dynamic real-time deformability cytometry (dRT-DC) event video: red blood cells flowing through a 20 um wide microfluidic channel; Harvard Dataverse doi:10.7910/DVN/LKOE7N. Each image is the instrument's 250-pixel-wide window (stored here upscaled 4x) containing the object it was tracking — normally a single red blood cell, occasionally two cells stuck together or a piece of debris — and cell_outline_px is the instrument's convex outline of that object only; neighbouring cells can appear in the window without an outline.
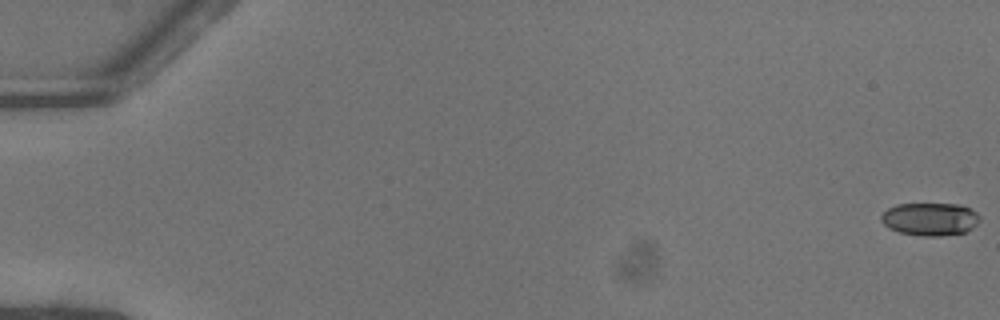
{"species": "common noctule bat (a hibernating species)", "species_latin": "Nyctalus noctula", "temperature_condition": "warm", "stored_images_in_passage": 53, "camera_frame_rate_fps": 3000, "um_per_image_px": 0.085, "animal": {"sex": "female"}, "frame": {"image": 1, "passage_image": 1, "time_ms": 0.0, "image_size_px": [1000, 320], "cell_outline_px": [[980, 220], [972, 228], [964, 232], [940, 236], [924, 236], [900, 232], [888, 228], [880, 220], [880, 216], [888, 208], [896, 204], [960, 204], [976, 212], [980, 216]], "centroid_in_image_um": [79.04, 18.62], "position_along_channel_um": 6.0, "area_um2": 18.84}}
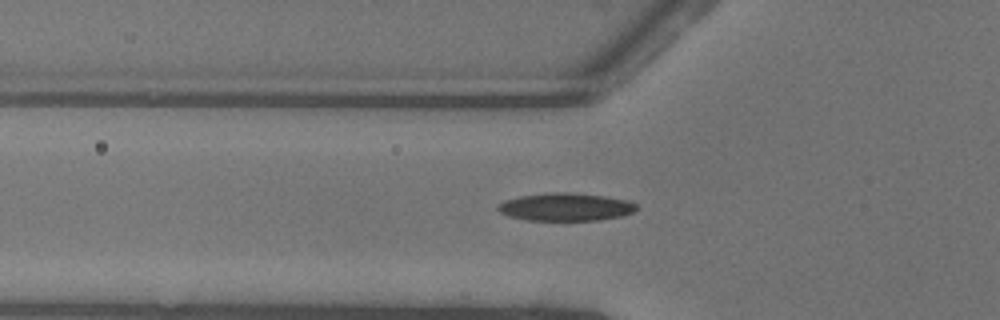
{"frame": {"image": 2, "passage_image": 20, "time_ms": 6.333, "image_size_px": [1000, 320], "cell_outline_px": [[636, 208], [632, 212], [620, 216], [596, 220], [528, 220], [508, 216], [500, 212], [496, 208], [504, 200], [520, 196], [552, 192], [572, 192], [604, 196], [628, 200], [636, 204]], "centroid_in_image_um": [48.05, 17.58], "position_along_channel_um": 77.7, "area_um2": 22.31}}
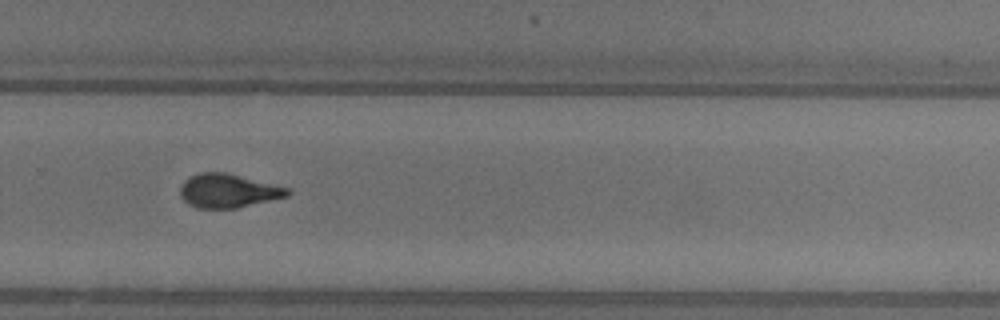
{"frame": {"image": 3, "passage_image": 37, "time_ms": 12.0, "image_size_px": [1000, 320], "cell_outline_px": [[292, 192], [288, 196], [236, 208], [196, 208], [188, 204], [180, 196], [180, 188], [184, 180], [200, 172], [224, 172], [288, 188]], "centroid_in_image_um": [19.36, 16.23], "position_along_channel_um": 310.4, "area_um2": 20.87}, "authors_computed_cell_mechanics": {"area_um2": 20.7502, "velocity_mm_per_s": 4.0956, "shape_relaxation_time_tau1_ms": 6.8238, "shape_relaxation_time_tau2_ms": 1.6172, "deformation_change_tau1": 0.2246, "deformation_change_tau2": 0.0884}}